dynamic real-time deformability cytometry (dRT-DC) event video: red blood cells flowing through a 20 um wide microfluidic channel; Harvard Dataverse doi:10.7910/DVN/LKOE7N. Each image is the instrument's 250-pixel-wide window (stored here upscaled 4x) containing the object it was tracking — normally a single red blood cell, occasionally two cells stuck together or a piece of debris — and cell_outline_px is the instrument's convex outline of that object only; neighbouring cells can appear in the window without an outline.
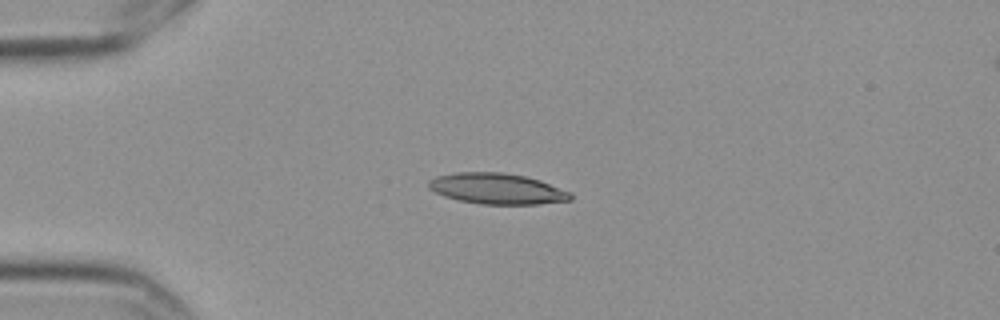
{"species": "Egyptian fruit bat (a non-hibernating species)", "species_latin": "Rousettus aegyptiacus", "temperature_condition": "cold", "stored_images_in_passage": 6, "camera_frame_rate_fps": 3000, "um_per_image_px": 0.085, "frame": {"image": 1, "passage_image": 4, "time_ms": 1.0, "image_size_px": [1000, 320], "cell_outline_px": [[572, 200], [540, 204], [480, 204], [456, 200], [444, 196], [428, 188], [428, 180], [436, 176], [456, 172], [504, 172], [524, 176], [540, 180], [572, 192]], "centroid_in_image_um": [42.25, 16.04], "position_along_channel_um": 42.8, "area_um2": 25.72}}